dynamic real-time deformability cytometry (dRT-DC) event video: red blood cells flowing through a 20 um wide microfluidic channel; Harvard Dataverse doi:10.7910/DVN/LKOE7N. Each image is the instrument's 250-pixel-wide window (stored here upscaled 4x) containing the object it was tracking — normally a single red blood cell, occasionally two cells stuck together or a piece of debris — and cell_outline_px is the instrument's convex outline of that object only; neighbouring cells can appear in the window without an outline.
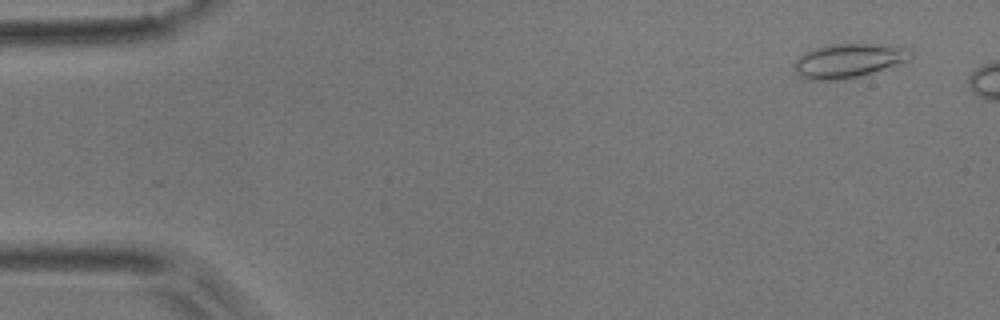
{"species": "common noctule bat (a hibernating species)", "species_latin": "Nyctalus noctula", "temperature_condition": "room temperature", "stored_images_in_passage": 5, "camera_frame_rate_fps": 3000, "um_per_image_px": 0.085, "animal": {"sex": "male", "body_mass_g": 17.9}, "frame": {"image": 1, "passage_image": 1, "time_ms": 0.0, "image_size_px": [1000, 320], "cell_outline_px": [[912, 56], [908, 60], [860, 76], [836, 80], [812, 80], [800, 76], [796, 68], [796, 60], [804, 52], [828, 44], [880, 44], [912, 48]], "centroid_in_image_um": [72.16, 5.14], "position_along_channel_um": 12.8, "area_um2": 22.77}}